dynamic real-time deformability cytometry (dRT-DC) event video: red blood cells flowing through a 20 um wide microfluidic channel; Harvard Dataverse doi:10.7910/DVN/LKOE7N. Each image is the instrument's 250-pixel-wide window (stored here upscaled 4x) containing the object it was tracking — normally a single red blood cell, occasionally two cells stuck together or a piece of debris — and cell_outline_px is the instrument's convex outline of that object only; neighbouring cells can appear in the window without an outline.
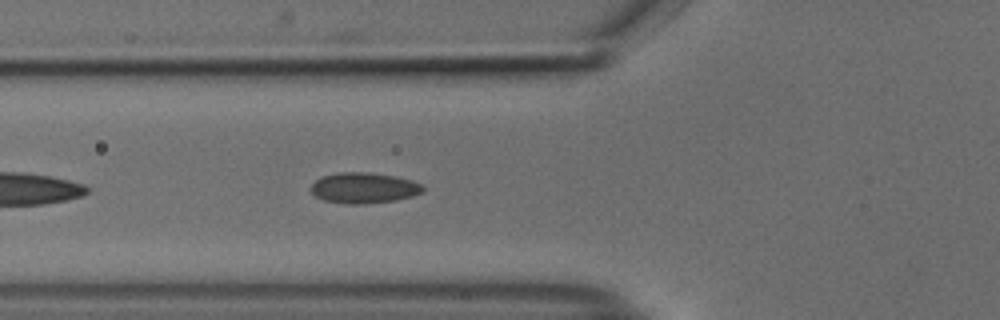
{"species": "common noctule bat (a hibernating species)", "species_latin": "Nyctalus noctula", "temperature_condition": "cold", "stored_images_in_passage": 35, "camera_frame_rate_fps": 3000, "um_per_image_px": 0.085, "animal": {"sex": "male", "body_mass_g": 18.8}, "frame": {"image": 1, "passage_image": 5, "time_ms": 1.333, "image_size_px": [1000, 320], "cell_outline_px": [[424, 192], [412, 196], [396, 200], [360, 204], [348, 204], [324, 200], [316, 196], [308, 188], [316, 180], [324, 176], [336, 172], [368, 172], [396, 176], [412, 180], [424, 184]], "centroid_in_image_um": [30.96, 15.96], "position_along_channel_um": 94.8, "area_um2": 20.17}}
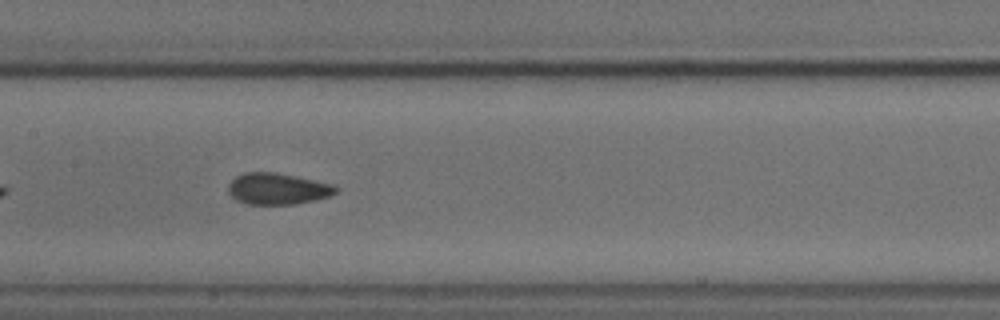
{"frame": {"image": 2, "passage_image": 12, "time_ms": 3.667, "image_size_px": [1000, 320], "cell_outline_px": [[340, 188], [332, 196], [316, 200], [292, 204], [248, 204], [236, 200], [228, 192], [228, 184], [236, 176], [244, 172], [276, 172], [296, 176], [332, 184]], "centroid_in_image_um": [23.61, 16.04], "position_along_channel_um": 183.8, "area_um2": 19.77}}
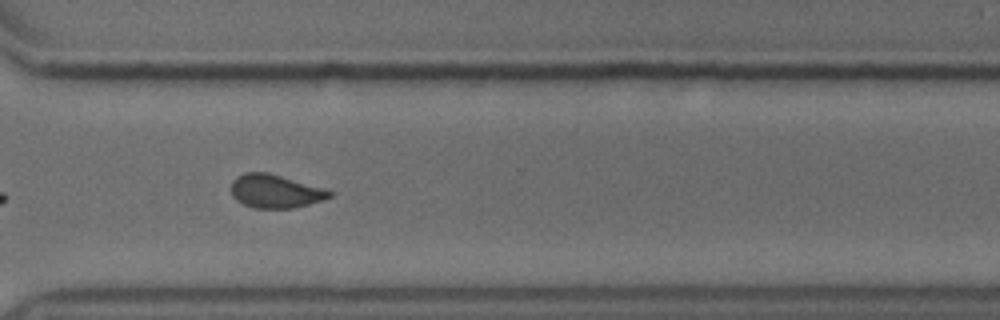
{"frame": {"image": 3, "passage_image": 25, "time_ms": 8.0, "image_size_px": [1000, 320], "cell_outline_px": [[332, 196], [324, 200], [292, 208], [256, 208], [244, 204], [236, 200], [232, 196], [232, 180], [236, 176], [244, 172], [268, 172], [324, 188], [332, 192]], "centroid_in_image_um": [23.39, 16.25], "position_along_channel_um": 347.2, "area_um2": 19.13}}